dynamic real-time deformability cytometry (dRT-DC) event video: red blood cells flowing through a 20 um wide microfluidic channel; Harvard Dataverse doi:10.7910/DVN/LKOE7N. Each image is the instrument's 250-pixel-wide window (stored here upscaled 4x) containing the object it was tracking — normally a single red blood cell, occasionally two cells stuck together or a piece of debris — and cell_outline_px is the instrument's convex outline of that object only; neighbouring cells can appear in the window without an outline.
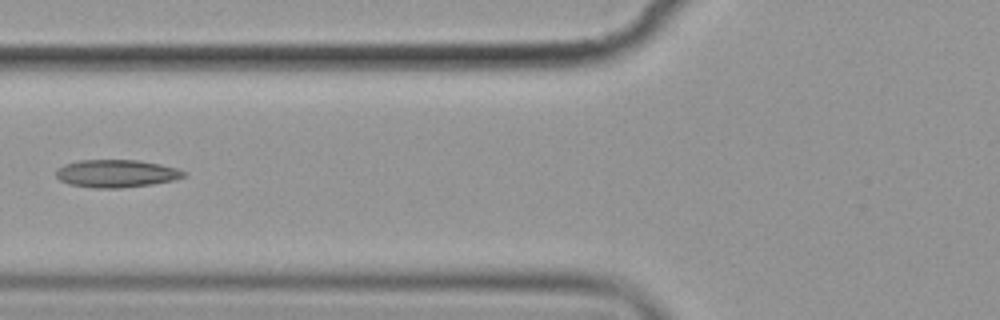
{"species": "common noctule bat (a hibernating species)", "species_latin": "Nyctalus noctula", "temperature_condition": "cold", "stored_images_in_passage": 5, "camera_frame_rate_fps": 3000, "um_per_image_px": 0.085, "animal": {"sex": "female", "body_mass_g": 19.9}, "frame": {"image": 1, "passage_image": 5, "time_ms": 5.667, "image_size_px": [1000, 320], "cell_outline_px": [[188, 176], [176, 180], [152, 184], [120, 188], [92, 188], [68, 184], [60, 180], [56, 176], [56, 168], [64, 164], [80, 160], [136, 160], [160, 164], [176, 168], [188, 172]], "centroid_in_image_um": [9.91, 14.75], "position_along_channel_um": 115.9, "area_um2": 20.87}}